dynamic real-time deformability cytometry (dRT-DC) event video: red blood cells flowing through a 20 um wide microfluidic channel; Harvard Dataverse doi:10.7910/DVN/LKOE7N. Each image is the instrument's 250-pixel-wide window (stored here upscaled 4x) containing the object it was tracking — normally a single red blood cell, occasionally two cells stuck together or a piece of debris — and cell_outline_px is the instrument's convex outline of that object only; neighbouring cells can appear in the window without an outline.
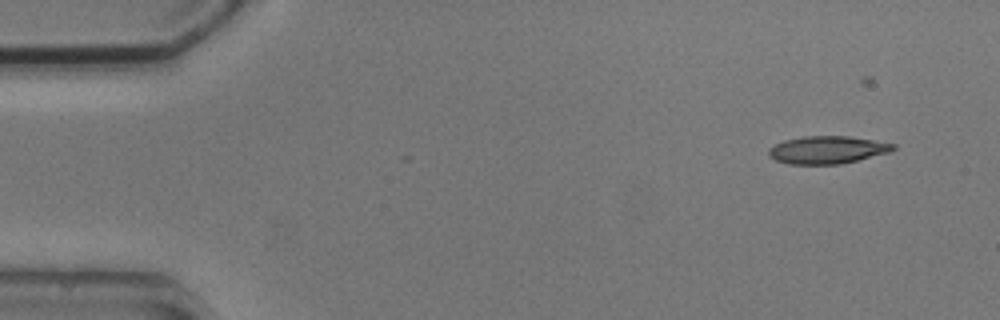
{"species": "common noctule bat (a hibernating species)", "species_latin": "Nyctalus noctula", "temperature_condition": "cold", "stored_images_in_passage": 5, "camera_frame_rate_fps": 3000, "um_per_image_px": 0.085, "animal": {"sex": "male", "body_mass_g": 20.5, "forearm_length_mm": 52.5}, "frame": {"image": 1, "passage_image": 1, "time_ms": 0.0, "image_size_px": [1000, 320], "cell_outline_px": [[896, 148], [888, 152], [840, 164], [788, 164], [776, 160], [768, 156], [768, 148], [784, 140], [804, 136], [848, 136], [896, 144]], "centroid_in_image_um": [70.28, 12.73], "position_along_channel_um": 14.7, "area_um2": 19.88}}
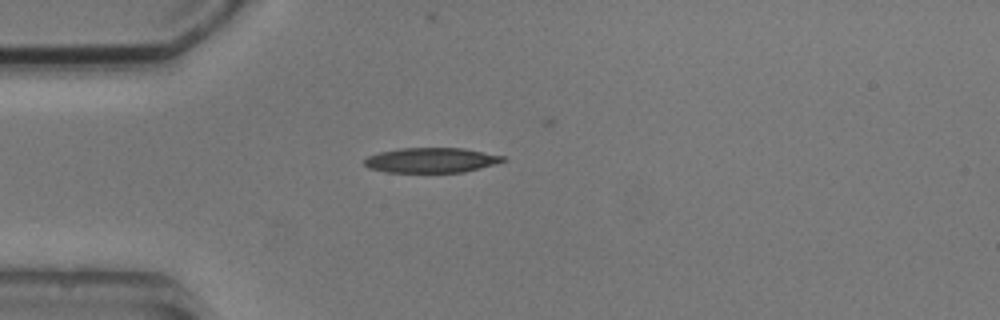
{"frame": {"image": 2, "passage_image": 4, "time_ms": 3.333, "image_size_px": [1000, 320], "cell_outline_px": [[508, 160], [496, 164], [464, 172], [384, 172], [368, 168], [364, 164], [364, 160], [368, 156], [380, 152], [400, 148], [464, 148], [504, 156]], "centroid_in_image_um": [36.67, 13.62], "position_along_channel_um": 48.3, "area_um2": 20.23}}